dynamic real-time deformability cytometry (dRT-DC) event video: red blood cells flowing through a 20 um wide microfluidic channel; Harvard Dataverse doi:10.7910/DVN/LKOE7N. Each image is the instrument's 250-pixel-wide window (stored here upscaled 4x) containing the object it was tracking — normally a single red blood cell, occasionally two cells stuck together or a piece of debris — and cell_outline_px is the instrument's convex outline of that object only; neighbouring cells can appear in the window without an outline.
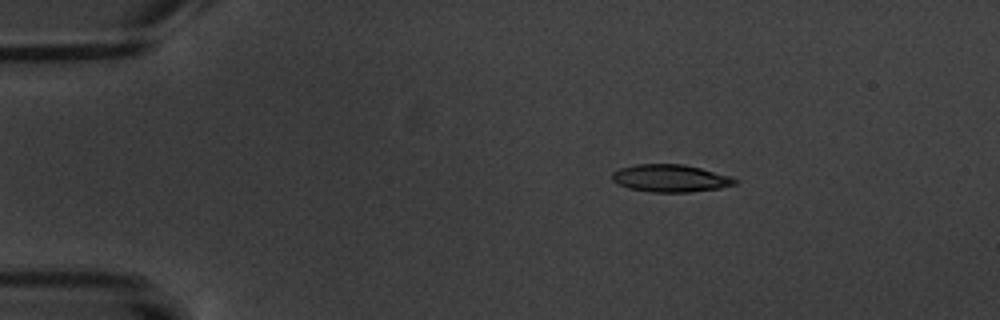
{"species": "common noctule bat (a hibernating species)", "species_latin": "Nyctalus noctula", "temperature_condition": "warm", "stored_images_in_passage": 7, "camera_frame_rate_fps": 3000, "um_per_image_px": 0.085, "animal": {"sex": "male", "body_mass_g": 20.1, "forearm_length_mm": 53.5}, "frame": {"image": 1, "passage_image": 1, "time_ms": 0.0, "image_size_px": [1000, 320], "cell_outline_px": [[740, 180], [736, 184], [720, 188], [688, 192], [652, 192], [628, 188], [612, 180], [612, 172], [620, 168], [636, 164], [684, 164], [732, 176]], "centroid_in_image_um": [57.02, 15.15], "position_along_channel_um": 28.0, "area_um2": 19.71}}
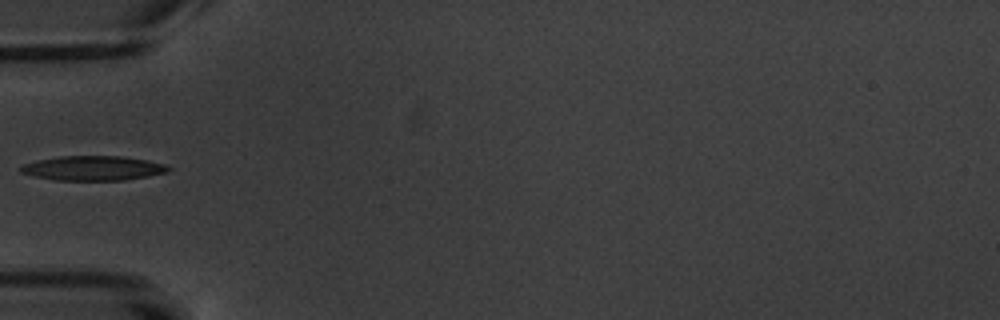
{"frame": {"image": 2, "passage_image": 3, "time_ms": 3.333, "image_size_px": [1000, 320], "cell_outline_px": [[172, 168], [168, 172], [148, 176], [124, 180], [56, 180], [36, 176], [20, 172], [20, 168], [24, 164], [36, 160], [60, 156], [120, 156], [148, 160], [164, 164]], "centroid_in_image_um": [7.94, 14.29], "position_along_channel_um": 77.1, "area_um2": 21.04}}
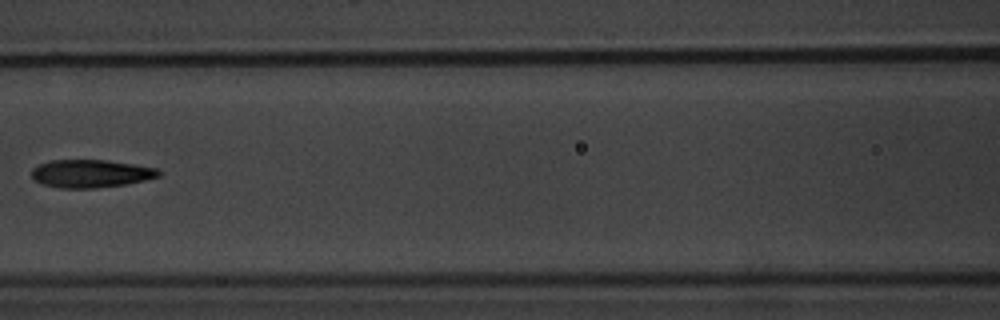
{"frame": {"image": 3, "passage_image": 5, "time_ms": 5.667, "image_size_px": [1000, 320], "cell_outline_px": [[160, 176], [144, 180], [124, 184], [96, 188], [60, 188], [44, 184], [32, 180], [32, 168], [40, 164], [52, 160], [104, 160], [160, 168]], "centroid_in_image_um": [7.71, 14.75], "position_along_channel_um": 158.9, "area_um2": 20.58}}